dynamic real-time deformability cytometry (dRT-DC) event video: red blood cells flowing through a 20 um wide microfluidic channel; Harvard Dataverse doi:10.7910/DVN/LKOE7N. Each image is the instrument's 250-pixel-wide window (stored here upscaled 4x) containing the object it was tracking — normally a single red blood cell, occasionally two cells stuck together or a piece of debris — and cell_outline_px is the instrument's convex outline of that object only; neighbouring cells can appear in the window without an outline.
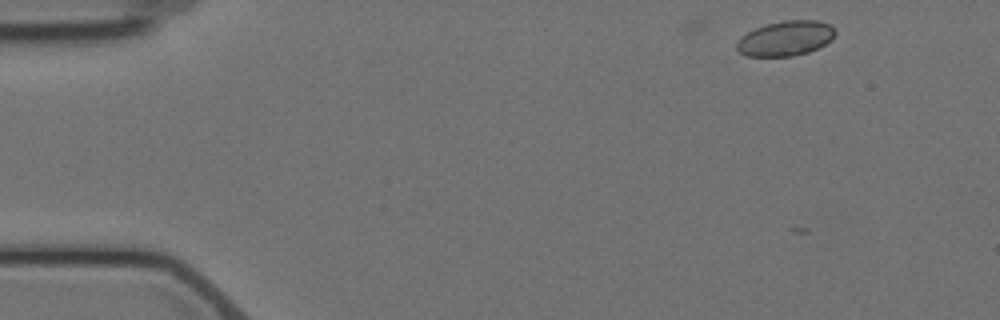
{"species": "Egyptian fruit bat (a non-hibernating species)", "species_latin": "Rousettus aegyptiacus", "temperature_condition": "cold", "stored_images_in_passage": 3, "camera_frame_rate_fps": 3000, "um_per_image_px": 0.085, "animal": {"sex": "female"}, "frame": {"image": 1, "passage_image": 1, "time_ms": 0.0, "image_size_px": [1000, 320], "cell_outline_px": [[836, 32], [832, 40], [808, 52], [792, 56], [744, 56], [736, 48], [736, 40], [748, 32], [756, 28], [768, 24], [784, 20], [820, 20], [832, 24]], "centroid_in_image_um": [66.79, 3.25], "position_along_channel_um": 18.2, "area_um2": 20.11}}
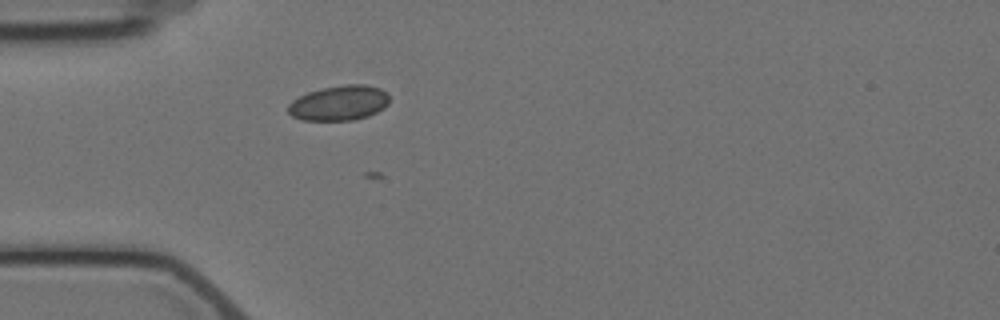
{"frame": {"image": 2, "passage_image": 3, "time_ms": 3.667, "image_size_px": [1000, 320], "cell_outline_px": [[388, 104], [384, 108], [368, 116], [352, 120], [304, 120], [292, 116], [288, 112], [288, 104], [292, 100], [308, 92], [320, 88], [344, 84], [364, 84], [380, 88], [388, 92]], "centroid_in_image_um": [28.83, 8.74], "position_along_channel_um": 56.2, "area_um2": 20.75}}